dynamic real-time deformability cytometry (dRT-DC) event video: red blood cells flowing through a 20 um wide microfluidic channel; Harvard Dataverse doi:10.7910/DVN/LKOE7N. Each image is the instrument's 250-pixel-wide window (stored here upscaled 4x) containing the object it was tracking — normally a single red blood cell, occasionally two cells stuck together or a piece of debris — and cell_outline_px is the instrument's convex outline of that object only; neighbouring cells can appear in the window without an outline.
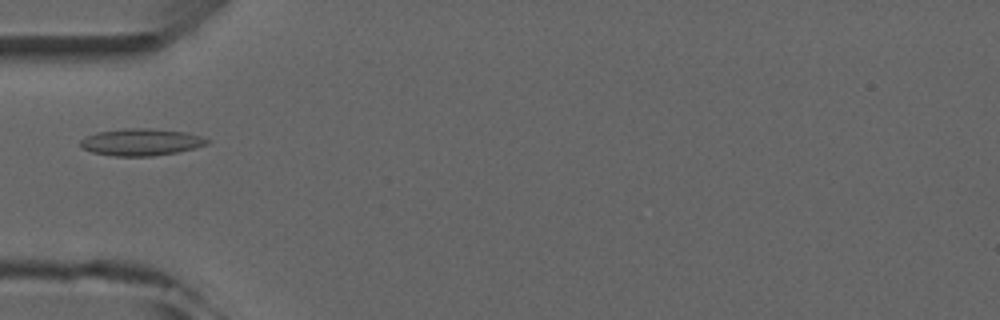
{"species": "common noctule bat (a hibernating species)", "species_latin": "Nyctalus noctula", "temperature_condition": "room temperature", "stored_images_in_passage": 5, "camera_frame_rate_fps": 3000, "um_per_image_px": 0.085, "animal": {"sex": "male", "forearm_length_mm": 52.5}, "frame": {"image": 1, "passage_image": 5, "time_ms": 5.333, "image_size_px": [1000, 320], "cell_outline_px": [[212, 140], [208, 144], [176, 152], [152, 156], [112, 156], [92, 152], [80, 148], [80, 140], [96, 132], [124, 128], [148, 128], [184, 132], [200, 136]], "centroid_in_image_um": [11.96, 12.08], "position_along_channel_um": 73.0, "area_um2": 19.88}}